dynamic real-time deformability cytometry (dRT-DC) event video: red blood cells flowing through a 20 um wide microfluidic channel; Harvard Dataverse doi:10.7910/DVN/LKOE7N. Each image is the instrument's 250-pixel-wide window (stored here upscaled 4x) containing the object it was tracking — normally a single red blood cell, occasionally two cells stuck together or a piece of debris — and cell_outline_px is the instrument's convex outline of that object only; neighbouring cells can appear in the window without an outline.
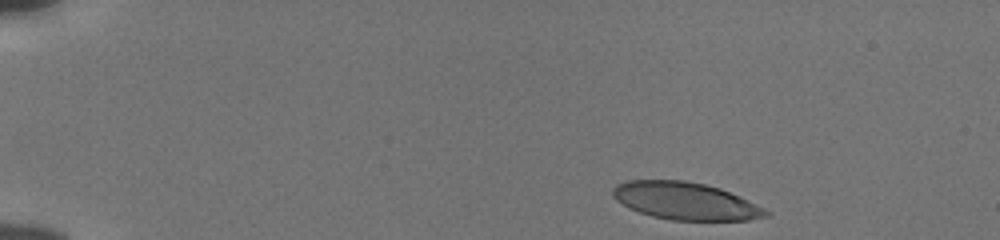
{"species": "human", "species_latin": "Homo sapiens", "temperature_condition": "cold", "stored_images_in_passage": 48, "camera_frame_rate_fps": 3000, "um_per_image_px": 0.085, "donor": {"sex": "male"}, "frame": {"image": 1, "passage_image": 2, "time_ms": 0.333, "image_size_px": [1000, 240], "cell_outline_px": [[772, 212], [768, 216], [748, 220], [672, 220], [652, 216], [628, 208], [616, 200], [612, 196], [612, 188], [616, 184], [628, 180], [684, 180], [704, 184], [720, 188], [764, 208]], "centroid_in_image_um": [58.23, 17.08], "position_along_channel_um": 26.8, "area_um2": 33.29}}
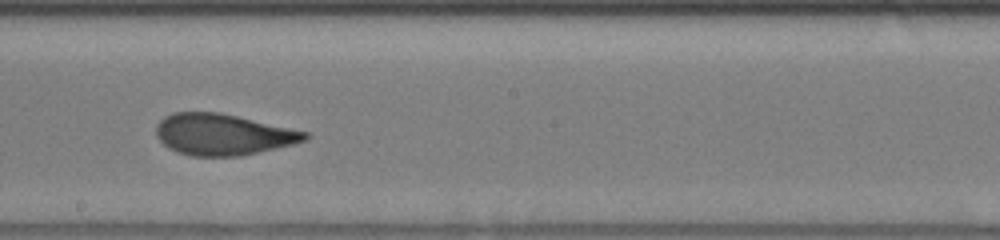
{"frame": {"image": 2, "passage_image": 26, "time_ms": 8.333, "image_size_px": [1000, 240], "cell_outline_px": [[312, 136], [308, 140], [276, 148], [240, 156], [192, 156], [176, 152], [168, 148], [156, 136], [156, 124], [164, 116], [172, 112], [220, 112], [308, 132]], "centroid_in_image_um": [18.93, 11.43], "position_along_channel_um": 229.3, "area_um2": 35.89}}
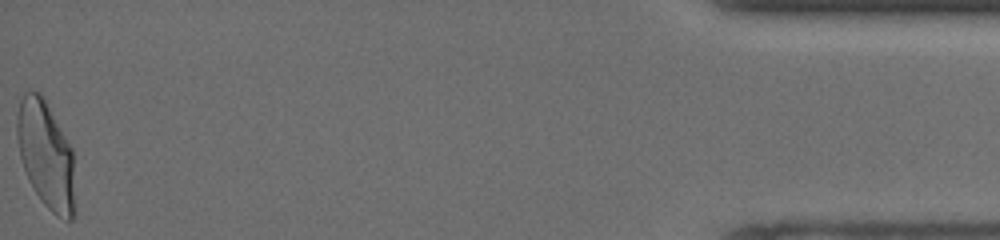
{"frame": {"image": 3, "passage_image": 48, "time_ms": 15.667, "image_size_px": [1000, 240], "cell_outline_px": [[76, 216], [72, 220], [68, 220], [56, 216], [44, 204], [36, 192], [24, 168], [20, 156], [16, 136], [16, 116], [20, 100], [24, 92], [40, 92], [72, 148]], "centroid_in_image_um": [3.92, 13.19], "position_along_channel_um": 431.3, "area_um2": 36.18}, "authors_computed_cell_mechanics": {"area_um2": 35.3447, "velocity_mm_per_s": 3.8502, "shape_relaxation_time_tau1_ms": 5.7595, "shape_relaxation_time_tau2_ms": 1.2308, "deformation_change_tau1": 0.2011, "deformation_change_tau2": 0.0853}}